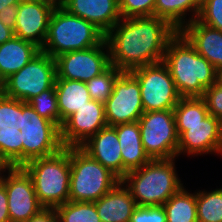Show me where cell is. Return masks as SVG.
<instances>
[{
	"label": "cell",
	"instance_id": "obj_32",
	"mask_svg": "<svg viewBox=\"0 0 222 222\" xmlns=\"http://www.w3.org/2000/svg\"><path fill=\"white\" fill-rule=\"evenodd\" d=\"M156 0H118L121 18L154 16Z\"/></svg>",
	"mask_w": 222,
	"mask_h": 222
},
{
	"label": "cell",
	"instance_id": "obj_17",
	"mask_svg": "<svg viewBox=\"0 0 222 222\" xmlns=\"http://www.w3.org/2000/svg\"><path fill=\"white\" fill-rule=\"evenodd\" d=\"M93 159L123 179V160L116 129L106 126L79 146Z\"/></svg>",
	"mask_w": 222,
	"mask_h": 222
},
{
	"label": "cell",
	"instance_id": "obj_14",
	"mask_svg": "<svg viewBox=\"0 0 222 222\" xmlns=\"http://www.w3.org/2000/svg\"><path fill=\"white\" fill-rule=\"evenodd\" d=\"M179 136L177 157L222 153V122L208 114L195 125H176Z\"/></svg>",
	"mask_w": 222,
	"mask_h": 222
},
{
	"label": "cell",
	"instance_id": "obj_9",
	"mask_svg": "<svg viewBox=\"0 0 222 222\" xmlns=\"http://www.w3.org/2000/svg\"><path fill=\"white\" fill-rule=\"evenodd\" d=\"M138 122L144 151L151 160L177 157L179 136L173 110L144 112Z\"/></svg>",
	"mask_w": 222,
	"mask_h": 222
},
{
	"label": "cell",
	"instance_id": "obj_23",
	"mask_svg": "<svg viewBox=\"0 0 222 222\" xmlns=\"http://www.w3.org/2000/svg\"><path fill=\"white\" fill-rule=\"evenodd\" d=\"M55 92L61 126L70 115L91 100L86 83L77 80L55 79Z\"/></svg>",
	"mask_w": 222,
	"mask_h": 222
},
{
	"label": "cell",
	"instance_id": "obj_31",
	"mask_svg": "<svg viewBox=\"0 0 222 222\" xmlns=\"http://www.w3.org/2000/svg\"><path fill=\"white\" fill-rule=\"evenodd\" d=\"M28 103L41 117L53 122L59 129L61 128L55 84L33 97Z\"/></svg>",
	"mask_w": 222,
	"mask_h": 222
},
{
	"label": "cell",
	"instance_id": "obj_12",
	"mask_svg": "<svg viewBox=\"0 0 222 222\" xmlns=\"http://www.w3.org/2000/svg\"><path fill=\"white\" fill-rule=\"evenodd\" d=\"M54 59L56 79L77 80L85 83L100 75L110 66L106 40L98 46L66 52Z\"/></svg>",
	"mask_w": 222,
	"mask_h": 222
},
{
	"label": "cell",
	"instance_id": "obj_18",
	"mask_svg": "<svg viewBox=\"0 0 222 222\" xmlns=\"http://www.w3.org/2000/svg\"><path fill=\"white\" fill-rule=\"evenodd\" d=\"M63 8L93 23L105 35L122 19L118 0H68Z\"/></svg>",
	"mask_w": 222,
	"mask_h": 222
},
{
	"label": "cell",
	"instance_id": "obj_4",
	"mask_svg": "<svg viewBox=\"0 0 222 222\" xmlns=\"http://www.w3.org/2000/svg\"><path fill=\"white\" fill-rule=\"evenodd\" d=\"M22 167L30 175L38 201L44 208H56L69 201L70 147L33 159Z\"/></svg>",
	"mask_w": 222,
	"mask_h": 222
},
{
	"label": "cell",
	"instance_id": "obj_20",
	"mask_svg": "<svg viewBox=\"0 0 222 222\" xmlns=\"http://www.w3.org/2000/svg\"><path fill=\"white\" fill-rule=\"evenodd\" d=\"M94 203L101 222H129L137 206L122 181Z\"/></svg>",
	"mask_w": 222,
	"mask_h": 222
},
{
	"label": "cell",
	"instance_id": "obj_26",
	"mask_svg": "<svg viewBox=\"0 0 222 222\" xmlns=\"http://www.w3.org/2000/svg\"><path fill=\"white\" fill-rule=\"evenodd\" d=\"M0 159L6 166H22L21 132L17 126L0 124Z\"/></svg>",
	"mask_w": 222,
	"mask_h": 222
},
{
	"label": "cell",
	"instance_id": "obj_19",
	"mask_svg": "<svg viewBox=\"0 0 222 222\" xmlns=\"http://www.w3.org/2000/svg\"><path fill=\"white\" fill-rule=\"evenodd\" d=\"M179 32L216 70L222 67V31L195 19L186 24Z\"/></svg>",
	"mask_w": 222,
	"mask_h": 222
},
{
	"label": "cell",
	"instance_id": "obj_13",
	"mask_svg": "<svg viewBox=\"0 0 222 222\" xmlns=\"http://www.w3.org/2000/svg\"><path fill=\"white\" fill-rule=\"evenodd\" d=\"M0 174L5 186L11 222H24L44 207L39 203L30 175L22 166H7ZM3 174V175H2Z\"/></svg>",
	"mask_w": 222,
	"mask_h": 222
},
{
	"label": "cell",
	"instance_id": "obj_22",
	"mask_svg": "<svg viewBox=\"0 0 222 222\" xmlns=\"http://www.w3.org/2000/svg\"><path fill=\"white\" fill-rule=\"evenodd\" d=\"M41 48L14 36L0 45V84L31 61Z\"/></svg>",
	"mask_w": 222,
	"mask_h": 222
},
{
	"label": "cell",
	"instance_id": "obj_2",
	"mask_svg": "<svg viewBox=\"0 0 222 222\" xmlns=\"http://www.w3.org/2000/svg\"><path fill=\"white\" fill-rule=\"evenodd\" d=\"M163 62L181 97H202L216 83L217 70L180 32L168 42Z\"/></svg>",
	"mask_w": 222,
	"mask_h": 222
},
{
	"label": "cell",
	"instance_id": "obj_6",
	"mask_svg": "<svg viewBox=\"0 0 222 222\" xmlns=\"http://www.w3.org/2000/svg\"><path fill=\"white\" fill-rule=\"evenodd\" d=\"M69 201L95 202L121 180L80 147H70Z\"/></svg>",
	"mask_w": 222,
	"mask_h": 222
},
{
	"label": "cell",
	"instance_id": "obj_1",
	"mask_svg": "<svg viewBox=\"0 0 222 222\" xmlns=\"http://www.w3.org/2000/svg\"><path fill=\"white\" fill-rule=\"evenodd\" d=\"M165 19L151 17L122 18L105 35L110 65L131 72L163 61L168 42L178 33Z\"/></svg>",
	"mask_w": 222,
	"mask_h": 222
},
{
	"label": "cell",
	"instance_id": "obj_38",
	"mask_svg": "<svg viewBox=\"0 0 222 222\" xmlns=\"http://www.w3.org/2000/svg\"><path fill=\"white\" fill-rule=\"evenodd\" d=\"M58 214L55 208H43L24 222H56Z\"/></svg>",
	"mask_w": 222,
	"mask_h": 222
},
{
	"label": "cell",
	"instance_id": "obj_34",
	"mask_svg": "<svg viewBox=\"0 0 222 222\" xmlns=\"http://www.w3.org/2000/svg\"><path fill=\"white\" fill-rule=\"evenodd\" d=\"M0 124L17 126L19 124V100L8 97L0 91Z\"/></svg>",
	"mask_w": 222,
	"mask_h": 222
},
{
	"label": "cell",
	"instance_id": "obj_37",
	"mask_svg": "<svg viewBox=\"0 0 222 222\" xmlns=\"http://www.w3.org/2000/svg\"><path fill=\"white\" fill-rule=\"evenodd\" d=\"M17 13H18V4L9 5L6 7L4 11L3 10L0 11V20L5 26L14 30Z\"/></svg>",
	"mask_w": 222,
	"mask_h": 222
},
{
	"label": "cell",
	"instance_id": "obj_5",
	"mask_svg": "<svg viewBox=\"0 0 222 222\" xmlns=\"http://www.w3.org/2000/svg\"><path fill=\"white\" fill-rule=\"evenodd\" d=\"M105 34L93 23L55 8L48 25L42 52L55 58L63 53L84 50L100 45Z\"/></svg>",
	"mask_w": 222,
	"mask_h": 222
},
{
	"label": "cell",
	"instance_id": "obj_43",
	"mask_svg": "<svg viewBox=\"0 0 222 222\" xmlns=\"http://www.w3.org/2000/svg\"><path fill=\"white\" fill-rule=\"evenodd\" d=\"M216 82L222 86V67L217 70Z\"/></svg>",
	"mask_w": 222,
	"mask_h": 222
},
{
	"label": "cell",
	"instance_id": "obj_15",
	"mask_svg": "<svg viewBox=\"0 0 222 222\" xmlns=\"http://www.w3.org/2000/svg\"><path fill=\"white\" fill-rule=\"evenodd\" d=\"M106 126L104 104L91 99L63 122L60 128L62 145L79 147Z\"/></svg>",
	"mask_w": 222,
	"mask_h": 222
},
{
	"label": "cell",
	"instance_id": "obj_7",
	"mask_svg": "<svg viewBox=\"0 0 222 222\" xmlns=\"http://www.w3.org/2000/svg\"><path fill=\"white\" fill-rule=\"evenodd\" d=\"M17 127L21 132L22 166L33 159L54 155L64 148L60 129L21 100Z\"/></svg>",
	"mask_w": 222,
	"mask_h": 222
},
{
	"label": "cell",
	"instance_id": "obj_33",
	"mask_svg": "<svg viewBox=\"0 0 222 222\" xmlns=\"http://www.w3.org/2000/svg\"><path fill=\"white\" fill-rule=\"evenodd\" d=\"M197 20L222 31V0H201Z\"/></svg>",
	"mask_w": 222,
	"mask_h": 222
},
{
	"label": "cell",
	"instance_id": "obj_40",
	"mask_svg": "<svg viewBox=\"0 0 222 222\" xmlns=\"http://www.w3.org/2000/svg\"><path fill=\"white\" fill-rule=\"evenodd\" d=\"M15 36L14 30L5 26L0 20V45Z\"/></svg>",
	"mask_w": 222,
	"mask_h": 222
},
{
	"label": "cell",
	"instance_id": "obj_44",
	"mask_svg": "<svg viewBox=\"0 0 222 222\" xmlns=\"http://www.w3.org/2000/svg\"><path fill=\"white\" fill-rule=\"evenodd\" d=\"M7 166L4 164V162L0 159V174L3 172L4 173V169L6 168Z\"/></svg>",
	"mask_w": 222,
	"mask_h": 222
},
{
	"label": "cell",
	"instance_id": "obj_30",
	"mask_svg": "<svg viewBox=\"0 0 222 222\" xmlns=\"http://www.w3.org/2000/svg\"><path fill=\"white\" fill-rule=\"evenodd\" d=\"M121 73L115 66L110 65L100 75L86 82L90 98L104 104L112 94L115 81Z\"/></svg>",
	"mask_w": 222,
	"mask_h": 222
},
{
	"label": "cell",
	"instance_id": "obj_29",
	"mask_svg": "<svg viewBox=\"0 0 222 222\" xmlns=\"http://www.w3.org/2000/svg\"><path fill=\"white\" fill-rule=\"evenodd\" d=\"M55 209L61 222H101L94 202L68 201Z\"/></svg>",
	"mask_w": 222,
	"mask_h": 222
},
{
	"label": "cell",
	"instance_id": "obj_3",
	"mask_svg": "<svg viewBox=\"0 0 222 222\" xmlns=\"http://www.w3.org/2000/svg\"><path fill=\"white\" fill-rule=\"evenodd\" d=\"M175 159H155L128 172L121 180L131 191L137 206L163 205L183 183L175 168Z\"/></svg>",
	"mask_w": 222,
	"mask_h": 222
},
{
	"label": "cell",
	"instance_id": "obj_41",
	"mask_svg": "<svg viewBox=\"0 0 222 222\" xmlns=\"http://www.w3.org/2000/svg\"><path fill=\"white\" fill-rule=\"evenodd\" d=\"M44 3H47L54 8H63L68 0H42Z\"/></svg>",
	"mask_w": 222,
	"mask_h": 222
},
{
	"label": "cell",
	"instance_id": "obj_25",
	"mask_svg": "<svg viewBox=\"0 0 222 222\" xmlns=\"http://www.w3.org/2000/svg\"><path fill=\"white\" fill-rule=\"evenodd\" d=\"M167 222H198L196 192H188L184 186L163 205Z\"/></svg>",
	"mask_w": 222,
	"mask_h": 222
},
{
	"label": "cell",
	"instance_id": "obj_24",
	"mask_svg": "<svg viewBox=\"0 0 222 222\" xmlns=\"http://www.w3.org/2000/svg\"><path fill=\"white\" fill-rule=\"evenodd\" d=\"M200 2L201 0H156L154 16L165 19L180 31L186 24L197 19ZM187 12H192L188 21L185 18Z\"/></svg>",
	"mask_w": 222,
	"mask_h": 222
},
{
	"label": "cell",
	"instance_id": "obj_21",
	"mask_svg": "<svg viewBox=\"0 0 222 222\" xmlns=\"http://www.w3.org/2000/svg\"><path fill=\"white\" fill-rule=\"evenodd\" d=\"M113 127L120 143L124 178L128 172L141 168L151 159L144 151L138 121Z\"/></svg>",
	"mask_w": 222,
	"mask_h": 222
},
{
	"label": "cell",
	"instance_id": "obj_39",
	"mask_svg": "<svg viewBox=\"0 0 222 222\" xmlns=\"http://www.w3.org/2000/svg\"><path fill=\"white\" fill-rule=\"evenodd\" d=\"M0 222H11L5 186L0 182Z\"/></svg>",
	"mask_w": 222,
	"mask_h": 222
},
{
	"label": "cell",
	"instance_id": "obj_28",
	"mask_svg": "<svg viewBox=\"0 0 222 222\" xmlns=\"http://www.w3.org/2000/svg\"><path fill=\"white\" fill-rule=\"evenodd\" d=\"M196 204L198 222H222V188L197 191Z\"/></svg>",
	"mask_w": 222,
	"mask_h": 222
},
{
	"label": "cell",
	"instance_id": "obj_16",
	"mask_svg": "<svg viewBox=\"0 0 222 222\" xmlns=\"http://www.w3.org/2000/svg\"><path fill=\"white\" fill-rule=\"evenodd\" d=\"M54 9L42 0H22L18 4L15 36L42 49Z\"/></svg>",
	"mask_w": 222,
	"mask_h": 222
},
{
	"label": "cell",
	"instance_id": "obj_36",
	"mask_svg": "<svg viewBox=\"0 0 222 222\" xmlns=\"http://www.w3.org/2000/svg\"><path fill=\"white\" fill-rule=\"evenodd\" d=\"M208 108V113L222 122V86L217 82L205 90L202 96Z\"/></svg>",
	"mask_w": 222,
	"mask_h": 222
},
{
	"label": "cell",
	"instance_id": "obj_27",
	"mask_svg": "<svg viewBox=\"0 0 222 222\" xmlns=\"http://www.w3.org/2000/svg\"><path fill=\"white\" fill-rule=\"evenodd\" d=\"M173 112L176 125H195L209 114L202 97H181Z\"/></svg>",
	"mask_w": 222,
	"mask_h": 222
},
{
	"label": "cell",
	"instance_id": "obj_11",
	"mask_svg": "<svg viewBox=\"0 0 222 222\" xmlns=\"http://www.w3.org/2000/svg\"><path fill=\"white\" fill-rule=\"evenodd\" d=\"M108 126L137 122L144 113L140 83L131 72H122L104 103Z\"/></svg>",
	"mask_w": 222,
	"mask_h": 222
},
{
	"label": "cell",
	"instance_id": "obj_42",
	"mask_svg": "<svg viewBox=\"0 0 222 222\" xmlns=\"http://www.w3.org/2000/svg\"><path fill=\"white\" fill-rule=\"evenodd\" d=\"M22 0H0V11L5 10L9 5L19 4Z\"/></svg>",
	"mask_w": 222,
	"mask_h": 222
},
{
	"label": "cell",
	"instance_id": "obj_35",
	"mask_svg": "<svg viewBox=\"0 0 222 222\" xmlns=\"http://www.w3.org/2000/svg\"><path fill=\"white\" fill-rule=\"evenodd\" d=\"M129 222H167L162 205L136 206Z\"/></svg>",
	"mask_w": 222,
	"mask_h": 222
},
{
	"label": "cell",
	"instance_id": "obj_10",
	"mask_svg": "<svg viewBox=\"0 0 222 222\" xmlns=\"http://www.w3.org/2000/svg\"><path fill=\"white\" fill-rule=\"evenodd\" d=\"M131 73L140 83L144 112L173 110L181 99L169 68L163 61L145 65Z\"/></svg>",
	"mask_w": 222,
	"mask_h": 222
},
{
	"label": "cell",
	"instance_id": "obj_8",
	"mask_svg": "<svg viewBox=\"0 0 222 222\" xmlns=\"http://www.w3.org/2000/svg\"><path fill=\"white\" fill-rule=\"evenodd\" d=\"M55 79V59L41 51L18 72L4 80L0 84V91L8 97L28 103L51 88Z\"/></svg>",
	"mask_w": 222,
	"mask_h": 222
}]
</instances>
